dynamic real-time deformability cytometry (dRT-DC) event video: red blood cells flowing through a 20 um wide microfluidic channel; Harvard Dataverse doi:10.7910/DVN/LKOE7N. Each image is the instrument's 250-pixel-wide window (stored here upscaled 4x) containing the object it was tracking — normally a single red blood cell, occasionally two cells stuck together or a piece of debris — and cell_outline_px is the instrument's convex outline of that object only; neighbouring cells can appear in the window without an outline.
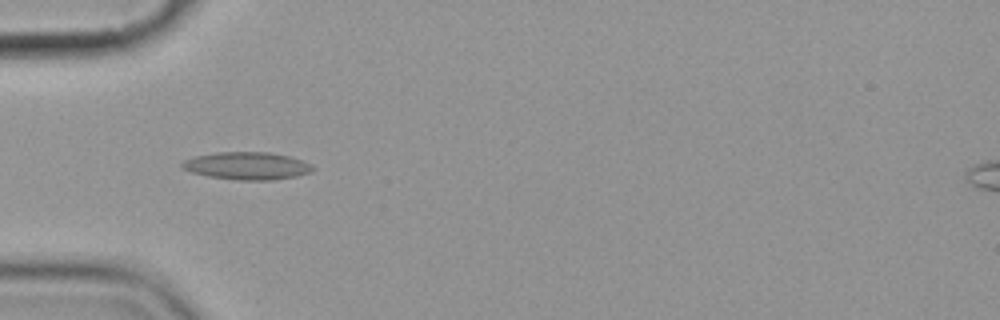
{"species": "common noctule bat (a hibernating species)", "species_latin": "Nyctalus noctula", "temperature_condition": "cold", "stored_images_in_passage": 6, "camera_frame_rate_fps": 3000, "um_per_image_px": 0.085, "animal": {"sex": "female", "body_mass_g": 19.9}, "frame": {"image": 1, "passage_image": 4, "time_ms": 3.667, "image_size_px": [1000, 320], "cell_outline_px": [[316, 168], [312, 172], [296, 176], [272, 180], [236, 180], [208, 176], [192, 172], [184, 168], [180, 164], [184, 160], [196, 156], [216, 152], [268, 152], [288, 156], [312, 164]], "centroid_in_image_um": [21.03, 14.1], "position_along_channel_um": 64.0, "area_um2": 20.92}}
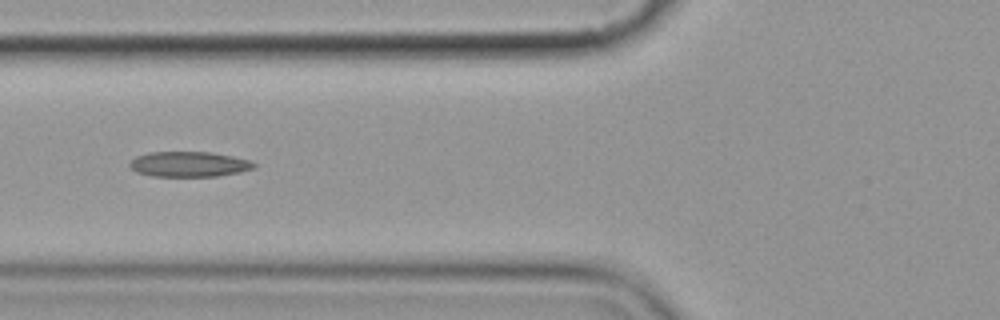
{"frame": {"image": 2, "passage_image": 5, "time_ms": 5.0, "image_size_px": [1000, 320], "cell_outline_px": [[256, 168], [240, 172], [216, 176], [152, 176], [136, 172], [128, 164], [136, 156], [148, 152], [212, 152], [232, 156], [248, 160], [256, 164]], "centroid_in_image_um": [16.06, 13.95], "position_along_channel_um": 109.7, "area_um2": 18.26}}
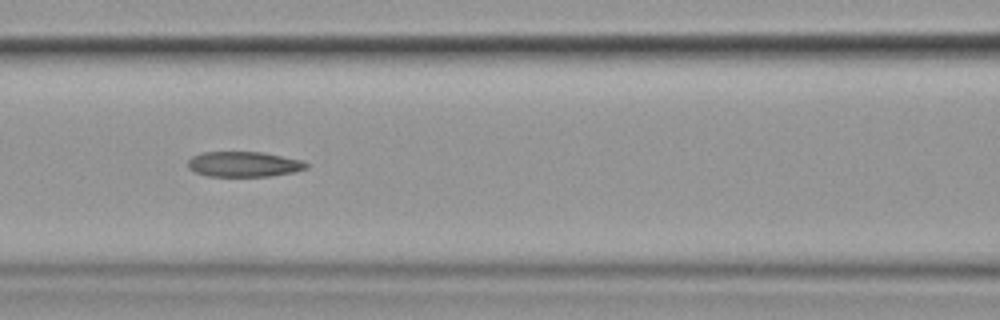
{"frame": {"image": 3, "passage_image": 6, "time_ms": 6.0, "image_size_px": [1000, 320], "cell_outline_px": [[308, 168], [296, 172], [268, 176], [208, 176], [196, 172], [188, 168], [188, 160], [192, 156], [200, 152], [260, 152], [304, 160], [308, 164]], "centroid_in_image_um": [20.74, 13.95], "position_along_channel_um": 145.9, "area_um2": 17.51}}